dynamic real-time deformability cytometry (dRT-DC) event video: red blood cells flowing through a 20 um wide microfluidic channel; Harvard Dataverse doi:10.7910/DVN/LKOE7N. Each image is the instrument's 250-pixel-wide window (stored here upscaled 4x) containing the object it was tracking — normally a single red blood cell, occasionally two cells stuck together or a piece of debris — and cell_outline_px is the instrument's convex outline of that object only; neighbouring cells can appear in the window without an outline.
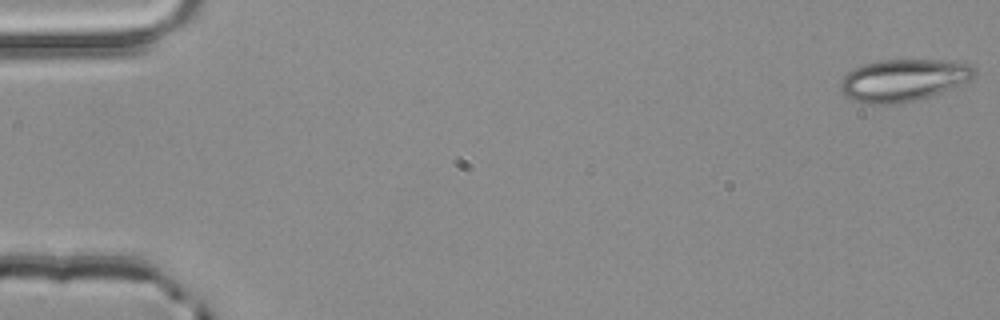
{"species": "common noctule bat (a hibernating species)", "species_latin": "Nyctalus noctula", "temperature_condition": "room temperature", "stored_images_in_passage": 5, "camera_frame_rate_fps": 3000, "um_per_image_px": 0.085, "animal": {"sex": "male", "body_mass_g": 20.4}, "frame": {"image": 1, "passage_image": 1, "time_ms": 0.0, "image_size_px": [1000, 320], "cell_outline_px": [[976, 76], [972, 80], [952, 88], [916, 100], [888, 104], [868, 104], [852, 100], [844, 96], [840, 92], [840, 80], [848, 72], [864, 64], [880, 60], [964, 60], [972, 64], [976, 68]], "centroid_in_image_um": [76.84, 6.79], "position_along_channel_um": 8.2, "area_um2": 33.35}}